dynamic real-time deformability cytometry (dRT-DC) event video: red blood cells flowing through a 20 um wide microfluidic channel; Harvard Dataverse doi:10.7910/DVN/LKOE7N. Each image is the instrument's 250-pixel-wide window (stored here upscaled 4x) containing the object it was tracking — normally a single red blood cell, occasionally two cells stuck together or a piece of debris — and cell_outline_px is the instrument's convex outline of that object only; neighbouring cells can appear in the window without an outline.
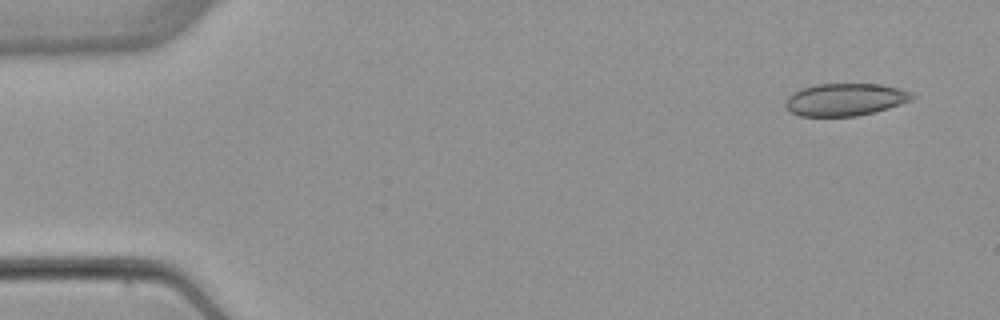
{"species": "common noctule bat (a hibernating species)", "species_latin": "Nyctalus noctula", "temperature_condition": "warm", "stored_images_in_passage": 5, "camera_frame_rate_fps": 3000, "um_per_image_px": 0.085, "animal": {"sex": "female", "body_mass_g": 22.7, "forearm_length_mm": 54.2}, "frame": {"image": 1, "passage_image": 1, "time_ms": 0.0, "image_size_px": [1000, 320], "cell_outline_px": [[916, 96], [912, 100], [888, 108], [856, 116], [800, 116], [792, 112], [784, 104], [788, 96], [792, 92], [800, 88], [816, 84], [880, 84], [900, 88], [912, 92]], "centroid_in_image_um": [71.84, 8.45], "position_along_channel_um": 13.2, "area_um2": 23.99}}
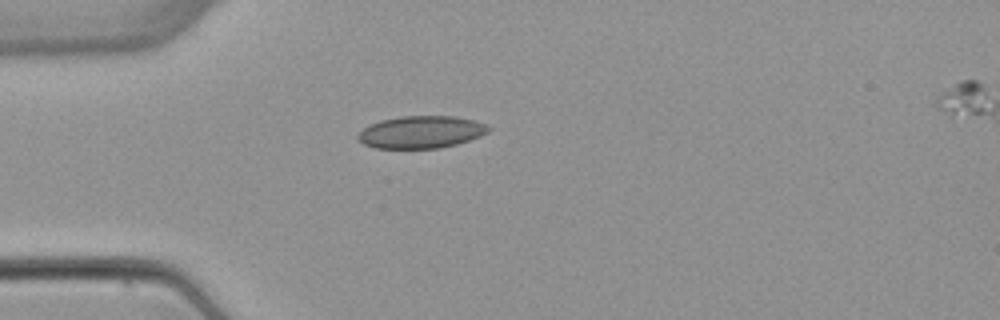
{"frame": {"image": 2, "passage_image": 4, "time_ms": 3.667, "image_size_px": [1000, 320], "cell_outline_px": [[492, 128], [488, 132], [480, 136], [456, 144], [440, 148], [376, 148], [364, 144], [356, 140], [356, 136], [364, 128], [380, 120], [400, 116], [456, 116], [488, 124]], "centroid_in_image_um": [35.8, 11.22], "position_along_channel_um": 49.2, "area_um2": 24.62}}